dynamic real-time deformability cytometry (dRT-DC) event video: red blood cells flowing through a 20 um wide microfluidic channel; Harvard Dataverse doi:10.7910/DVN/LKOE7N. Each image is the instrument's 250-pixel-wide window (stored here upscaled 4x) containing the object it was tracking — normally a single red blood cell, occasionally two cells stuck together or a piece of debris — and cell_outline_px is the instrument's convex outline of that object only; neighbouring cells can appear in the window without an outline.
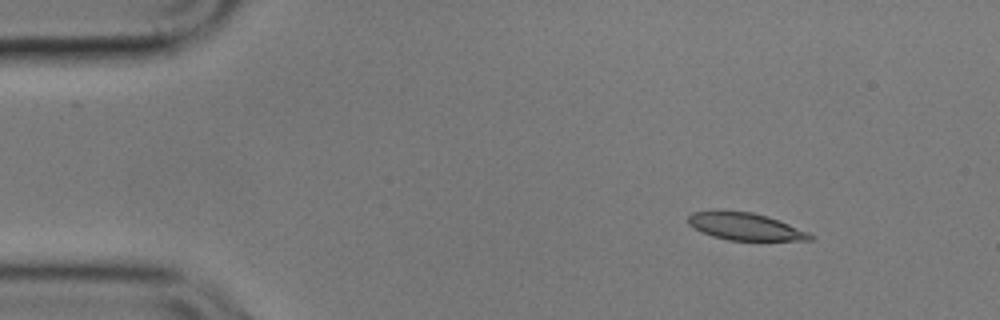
{"species": "common noctule bat (a hibernating species)", "species_latin": "Nyctalus noctula", "temperature_condition": "cold", "stored_images_in_passage": 8, "camera_frame_rate_fps": 3000, "um_per_image_px": 0.085, "animal": {"sex": "male", "body_mass_g": 17.9}, "frame": {"image": 1, "passage_image": 1, "time_ms": 0.0, "image_size_px": [1000, 320], "cell_outline_px": [[816, 236], [812, 240], [728, 240], [712, 236], [700, 232], [688, 224], [688, 216], [692, 212], [752, 212], [768, 216], [808, 232]], "centroid_in_image_um": [63.36, 19.28], "position_along_channel_um": 21.6, "area_um2": 19.02}}
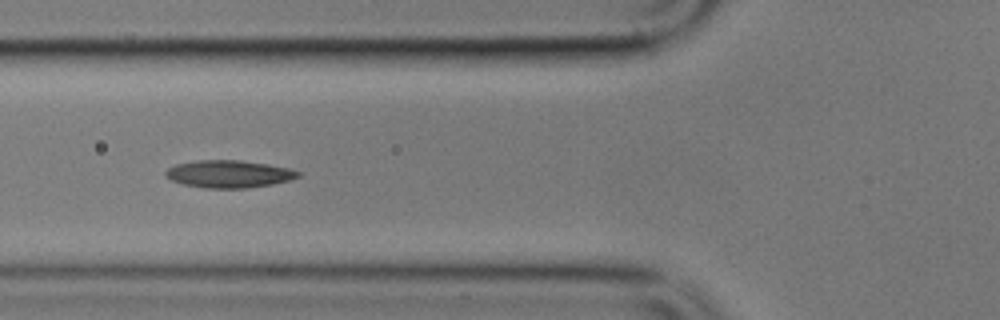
{"frame": {"image": 2, "passage_image": 5, "time_ms": 4.667, "image_size_px": [1000, 320], "cell_outline_px": [[300, 176], [288, 180], [272, 184], [244, 188], [204, 188], [184, 184], [172, 180], [164, 176], [164, 172], [168, 168], [176, 164], [196, 160], [240, 160], [268, 164], [288, 168], [300, 172]], "centroid_in_image_um": [19.42, 14.78], "position_along_channel_um": 106.4, "area_um2": 21.1}}
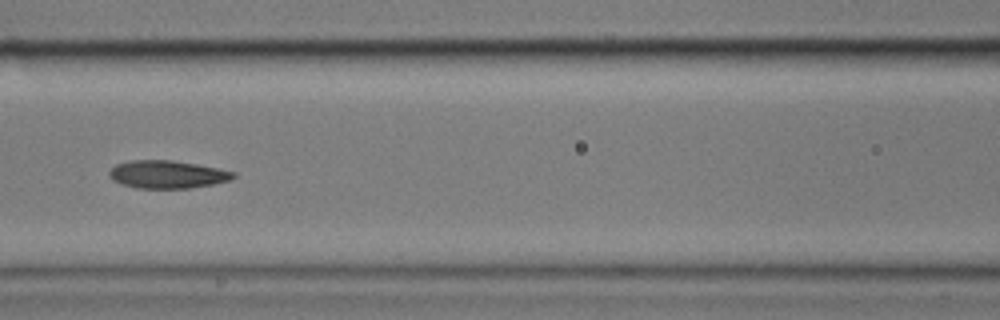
{"frame": {"image": 3, "passage_image": 6, "time_ms": 6.0, "image_size_px": [1000, 320], "cell_outline_px": [[236, 176], [232, 180], [212, 184], [188, 188], [136, 188], [120, 184], [112, 180], [108, 176], [108, 172], [116, 164], [132, 160], [172, 160], [196, 164], [236, 172]], "centroid_in_image_um": [14.2, 14.83], "position_along_channel_um": 152.4, "area_um2": 20.17}}